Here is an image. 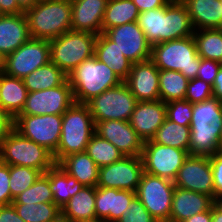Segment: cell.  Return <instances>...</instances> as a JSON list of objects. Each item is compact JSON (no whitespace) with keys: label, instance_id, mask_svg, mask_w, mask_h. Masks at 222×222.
Here are the masks:
<instances>
[{"label":"cell","instance_id":"cell-1","mask_svg":"<svg viewBox=\"0 0 222 222\" xmlns=\"http://www.w3.org/2000/svg\"><path fill=\"white\" fill-rule=\"evenodd\" d=\"M137 24L151 46L189 37L195 32L188 10L181 0H171L161 8L140 12Z\"/></svg>","mask_w":222,"mask_h":222},{"label":"cell","instance_id":"cell-2","mask_svg":"<svg viewBox=\"0 0 222 222\" xmlns=\"http://www.w3.org/2000/svg\"><path fill=\"white\" fill-rule=\"evenodd\" d=\"M221 128V101L212 97L203 102L193 103L189 155L211 157L219 151Z\"/></svg>","mask_w":222,"mask_h":222},{"label":"cell","instance_id":"cell-3","mask_svg":"<svg viewBox=\"0 0 222 222\" xmlns=\"http://www.w3.org/2000/svg\"><path fill=\"white\" fill-rule=\"evenodd\" d=\"M95 134V122L86 104L74 103L62 115L61 138L53 154L56 164L64 157L85 152Z\"/></svg>","mask_w":222,"mask_h":222},{"label":"cell","instance_id":"cell-4","mask_svg":"<svg viewBox=\"0 0 222 222\" xmlns=\"http://www.w3.org/2000/svg\"><path fill=\"white\" fill-rule=\"evenodd\" d=\"M68 81L75 103L79 104H86L95 96L122 82L114 71L100 62L95 55L85 59L69 73Z\"/></svg>","mask_w":222,"mask_h":222},{"label":"cell","instance_id":"cell-5","mask_svg":"<svg viewBox=\"0 0 222 222\" xmlns=\"http://www.w3.org/2000/svg\"><path fill=\"white\" fill-rule=\"evenodd\" d=\"M25 15L32 39L51 40L71 30L70 2L39 0Z\"/></svg>","mask_w":222,"mask_h":222},{"label":"cell","instance_id":"cell-6","mask_svg":"<svg viewBox=\"0 0 222 222\" xmlns=\"http://www.w3.org/2000/svg\"><path fill=\"white\" fill-rule=\"evenodd\" d=\"M150 60L159 70L179 71L188 80L197 77L200 67L193 35L151 46Z\"/></svg>","mask_w":222,"mask_h":222},{"label":"cell","instance_id":"cell-7","mask_svg":"<svg viewBox=\"0 0 222 222\" xmlns=\"http://www.w3.org/2000/svg\"><path fill=\"white\" fill-rule=\"evenodd\" d=\"M0 161L7 165L31 167L42 174L56 164L50 151L25 138L14 128L0 145Z\"/></svg>","mask_w":222,"mask_h":222},{"label":"cell","instance_id":"cell-8","mask_svg":"<svg viewBox=\"0 0 222 222\" xmlns=\"http://www.w3.org/2000/svg\"><path fill=\"white\" fill-rule=\"evenodd\" d=\"M97 36L70 30L49 40L50 61L68 76L81 62L94 55Z\"/></svg>","mask_w":222,"mask_h":222},{"label":"cell","instance_id":"cell-9","mask_svg":"<svg viewBox=\"0 0 222 222\" xmlns=\"http://www.w3.org/2000/svg\"><path fill=\"white\" fill-rule=\"evenodd\" d=\"M137 100L125 82L105 90L86 103L94 121H129Z\"/></svg>","mask_w":222,"mask_h":222},{"label":"cell","instance_id":"cell-10","mask_svg":"<svg viewBox=\"0 0 222 222\" xmlns=\"http://www.w3.org/2000/svg\"><path fill=\"white\" fill-rule=\"evenodd\" d=\"M174 188L173 181L143 172L136 197L158 222H169Z\"/></svg>","mask_w":222,"mask_h":222},{"label":"cell","instance_id":"cell-11","mask_svg":"<svg viewBox=\"0 0 222 222\" xmlns=\"http://www.w3.org/2000/svg\"><path fill=\"white\" fill-rule=\"evenodd\" d=\"M48 62H50L49 40L31 38L0 61V70L8 76L23 79Z\"/></svg>","mask_w":222,"mask_h":222},{"label":"cell","instance_id":"cell-12","mask_svg":"<svg viewBox=\"0 0 222 222\" xmlns=\"http://www.w3.org/2000/svg\"><path fill=\"white\" fill-rule=\"evenodd\" d=\"M62 115H18L13 128L54 154L61 138Z\"/></svg>","mask_w":222,"mask_h":222},{"label":"cell","instance_id":"cell-13","mask_svg":"<svg viewBox=\"0 0 222 222\" xmlns=\"http://www.w3.org/2000/svg\"><path fill=\"white\" fill-rule=\"evenodd\" d=\"M188 156L186 150L154 143L152 140L144 142L141 154L144 172L171 181H174Z\"/></svg>","mask_w":222,"mask_h":222},{"label":"cell","instance_id":"cell-14","mask_svg":"<svg viewBox=\"0 0 222 222\" xmlns=\"http://www.w3.org/2000/svg\"><path fill=\"white\" fill-rule=\"evenodd\" d=\"M75 103L68 79L55 88L28 92L19 115H63Z\"/></svg>","mask_w":222,"mask_h":222},{"label":"cell","instance_id":"cell-15","mask_svg":"<svg viewBox=\"0 0 222 222\" xmlns=\"http://www.w3.org/2000/svg\"><path fill=\"white\" fill-rule=\"evenodd\" d=\"M143 172L141 156H124L99 168L97 187L136 192Z\"/></svg>","mask_w":222,"mask_h":222},{"label":"cell","instance_id":"cell-16","mask_svg":"<svg viewBox=\"0 0 222 222\" xmlns=\"http://www.w3.org/2000/svg\"><path fill=\"white\" fill-rule=\"evenodd\" d=\"M173 183L176 187L209 195L214 199L210 158L189 155L178 170Z\"/></svg>","mask_w":222,"mask_h":222},{"label":"cell","instance_id":"cell-17","mask_svg":"<svg viewBox=\"0 0 222 222\" xmlns=\"http://www.w3.org/2000/svg\"><path fill=\"white\" fill-rule=\"evenodd\" d=\"M104 34L132 63L143 62L151 57V45L137 22L107 29Z\"/></svg>","mask_w":222,"mask_h":222},{"label":"cell","instance_id":"cell-18","mask_svg":"<svg viewBox=\"0 0 222 222\" xmlns=\"http://www.w3.org/2000/svg\"><path fill=\"white\" fill-rule=\"evenodd\" d=\"M95 133L111 142L124 156H141L143 139L132 128L129 121H94Z\"/></svg>","mask_w":222,"mask_h":222},{"label":"cell","instance_id":"cell-19","mask_svg":"<svg viewBox=\"0 0 222 222\" xmlns=\"http://www.w3.org/2000/svg\"><path fill=\"white\" fill-rule=\"evenodd\" d=\"M137 101H156L159 95V69L149 59L133 63L124 81Z\"/></svg>","mask_w":222,"mask_h":222},{"label":"cell","instance_id":"cell-20","mask_svg":"<svg viewBox=\"0 0 222 222\" xmlns=\"http://www.w3.org/2000/svg\"><path fill=\"white\" fill-rule=\"evenodd\" d=\"M166 118V103L160 99L156 101H137L129 123L145 142L155 136Z\"/></svg>","mask_w":222,"mask_h":222},{"label":"cell","instance_id":"cell-21","mask_svg":"<svg viewBox=\"0 0 222 222\" xmlns=\"http://www.w3.org/2000/svg\"><path fill=\"white\" fill-rule=\"evenodd\" d=\"M136 196V192L96 187V221L117 222Z\"/></svg>","mask_w":222,"mask_h":222},{"label":"cell","instance_id":"cell-22","mask_svg":"<svg viewBox=\"0 0 222 222\" xmlns=\"http://www.w3.org/2000/svg\"><path fill=\"white\" fill-rule=\"evenodd\" d=\"M109 0H75L71 3V30L102 33V20Z\"/></svg>","mask_w":222,"mask_h":222},{"label":"cell","instance_id":"cell-23","mask_svg":"<svg viewBox=\"0 0 222 222\" xmlns=\"http://www.w3.org/2000/svg\"><path fill=\"white\" fill-rule=\"evenodd\" d=\"M31 39L25 13L0 17V61Z\"/></svg>","mask_w":222,"mask_h":222},{"label":"cell","instance_id":"cell-24","mask_svg":"<svg viewBox=\"0 0 222 222\" xmlns=\"http://www.w3.org/2000/svg\"><path fill=\"white\" fill-rule=\"evenodd\" d=\"M213 205L211 196L175 186L169 222H182L209 210Z\"/></svg>","mask_w":222,"mask_h":222},{"label":"cell","instance_id":"cell-25","mask_svg":"<svg viewBox=\"0 0 222 222\" xmlns=\"http://www.w3.org/2000/svg\"><path fill=\"white\" fill-rule=\"evenodd\" d=\"M196 30L222 29L221 0H181Z\"/></svg>","mask_w":222,"mask_h":222},{"label":"cell","instance_id":"cell-26","mask_svg":"<svg viewBox=\"0 0 222 222\" xmlns=\"http://www.w3.org/2000/svg\"><path fill=\"white\" fill-rule=\"evenodd\" d=\"M96 187L83 186L61 208V218L67 222H94Z\"/></svg>","mask_w":222,"mask_h":222},{"label":"cell","instance_id":"cell-27","mask_svg":"<svg viewBox=\"0 0 222 222\" xmlns=\"http://www.w3.org/2000/svg\"><path fill=\"white\" fill-rule=\"evenodd\" d=\"M94 55L100 62L110 67L122 82L128 78L133 63L103 32L96 38Z\"/></svg>","mask_w":222,"mask_h":222},{"label":"cell","instance_id":"cell-28","mask_svg":"<svg viewBox=\"0 0 222 222\" xmlns=\"http://www.w3.org/2000/svg\"><path fill=\"white\" fill-rule=\"evenodd\" d=\"M27 94L23 79L8 76L0 70V106L13 119L21 113Z\"/></svg>","mask_w":222,"mask_h":222},{"label":"cell","instance_id":"cell-29","mask_svg":"<svg viewBox=\"0 0 222 222\" xmlns=\"http://www.w3.org/2000/svg\"><path fill=\"white\" fill-rule=\"evenodd\" d=\"M58 165L67 174L75 177L83 186L97 187L99 167L86 151L68 155Z\"/></svg>","mask_w":222,"mask_h":222},{"label":"cell","instance_id":"cell-30","mask_svg":"<svg viewBox=\"0 0 222 222\" xmlns=\"http://www.w3.org/2000/svg\"><path fill=\"white\" fill-rule=\"evenodd\" d=\"M45 174L49 178L54 203L60 209L83 187L75 177L67 174L58 164L47 170Z\"/></svg>","mask_w":222,"mask_h":222},{"label":"cell","instance_id":"cell-31","mask_svg":"<svg viewBox=\"0 0 222 222\" xmlns=\"http://www.w3.org/2000/svg\"><path fill=\"white\" fill-rule=\"evenodd\" d=\"M68 76L51 61L23 78L28 92L41 91L62 85Z\"/></svg>","mask_w":222,"mask_h":222},{"label":"cell","instance_id":"cell-32","mask_svg":"<svg viewBox=\"0 0 222 222\" xmlns=\"http://www.w3.org/2000/svg\"><path fill=\"white\" fill-rule=\"evenodd\" d=\"M139 13L132 0H109L102 20V32L112 27L137 22Z\"/></svg>","mask_w":222,"mask_h":222},{"label":"cell","instance_id":"cell-33","mask_svg":"<svg viewBox=\"0 0 222 222\" xmlns=\"http://www.w3.org/2000/svg\"><path fill=\"white\" fill-rule=\"evenodd\" d=\"M190 126H182L166 118L151 139L154 143L189 151Z\"/></svg>","mask_w":222,"mask_h":222},{"label":"cell","instance_id":"cell-34","mask_svg":"<svg viewBox=\"0 0 222 222\" xmlns=\"http://www.w3.org/2000/svg\"><path fill=\"white\" fill-rule=\"evenodd\" d=\"M189 80L179 71L159 70L160 100H185Z\"/></svg>","mask_w":222,"mask_h":222},{"label":"cell","instance_id":"cell-35","mask_svg":"<svg viewBox=\"0 0 222 222\" xmlns=\"http://www.w3.org/2000/svg\"><path fill=\"white\" fill-rule=\"evenodd\" d=\"M193 37L199 57L222 62V29L196 30Z\"/></svg>","mask_w":222,"mask_h":222},{"label":"cell","instance_id":"cell-36","mask_svg":"<svg viewBox=\"0 0 222 222\" xmlns=\"http://www.w3.org/2000/svg\"><path fill=\"white\" fill-rule=\"evenodd\" d=\"M12 205L25 222H57L61 219V209L54 202Z\"/></svg>","mask_w":222,"mask_h":222},{"label":"cell","instance_id":"cell-37","mask_svg":"<svg viewBox=\"0 0 222 222\" xmlns=\"http://www.w3.org/2000/svg\"><path fill=\"white\" fill-rule=\"evenodd\" d=\"M86 153L99 168L110 165L124 157L111 142L102 139L96 133L89 140Z\"/></svg>","mask_w":222,"mask_h":222},{"label":"cell","instance_id":"cell-38","mask_svg":"<svg viewBox=\"0 0 222 222\" xmlns=\"http://www.w3.org/2000/svg\"><path fill=\"white\" fill-rule=\"evenodd\" d=\"M48 202H54V198L50 189L49 178L43 173L32 186L23 193H20L11 204H38Z\"/></svg>","mask_w":222,"mask_h":222},{"label":"cell","instance_id":"cell-39","mask_svg":"<svg viewBox=\"0 0 222 222\" xmlns=\"http://www.w3.org/2000/svg\"><path fill=\"white\" fill-rule=\"evenodd\" d=\"M42 173L31 167L10 165L9 188L12 202L26 189L32 186Z\"/></svg>","mask_w":222,"mask_h":222},{"label":"cell","instance_id":"cell-40","mask_svg":"<svg viewBox=\"0 0 222 222\" xmlns=\"http://www.w3.org/2000/svg\"><path fill=\"white\" fill-rule=\"evenodd\" d=\"M193 103L187 100H173L166 103L167 119L182 126H190Z\"/></svg>","mask_w":222,"mask_h":222},{"label":"cell","instance_id":"cell-41","mask_svg":"<svg viewBox=\"0 0 222 222\" xmlns=\"http://www.w3.org/2000/svg\"><path fill=\"white\" fill-rule=\"evenodd\" d=\"M213 97V88L210 83H207L198 78L189 80L185 100L190 103H198L209 100Z\"/></svg>","mask_w":222,"mask_h":222},{"label":"cell","instance_id":"cell-42","mask_svg":"<svg viewBox=\"0 0 222 222\" xmlns=\"http://www.w3.org/2000/svg\"><path fill=\"white\" fill-rule=\"evenodd\" d=\"M117 222H158L135 196Z\"/></svg>","mask_w":222,"mask_h":222},{"label":"cell","instance_id":"cell-43","mask_svg":"<svg viewBox=\"0 0 222 222\" xmlns=\"http://www.w3.org/2000/svg\"><path fill=\"white\" fill-rule=\"evenodd\" d=\"M209 158L213 173L214 199H216L222 197V150Z\"/></svg>","mask_w":222,"mask_h":222},{"label":"cell","instance_id":"cell-44","mask_svg":"<svg viewBox=\"0 0 222 222\" xmlns=\"http://www.w3.org/2000/svg\"><path fill=\"white\" fill-rule=\"evenodd\" d=\"M9 180L10 165L0 161V206L10 205L12 203Z\"/></svg>","mask_w":222,"mask_h":222},{"label":"cell","instance_id":"cell-45","mask_svg":"<svg viewBox=\"0 0 222 222\" xmlns=\"http://www.w3.org/2000/svg\"><path fill=\"white\" fill-rule=\"evenodd\" d=\"M221 66L222 64L217 61L200 57V67L198 69L196 78L212 85Z\"/></svg>","mask_w":222,"mask_h":222},{"label":"cell","instance_id":"cell-46","mask_svg":"<svg viewBox=\"0 0 222 222\" xmlns=\"http://www.w3.org/2000/svg\"><path fill=\"white\" fill-rule=\"evenodd\" d=\"M14 119L0 106V145L13 129Z\"/></svg>","mask_w":222,"mask_h":222},{"label":"cell","instance_id":"cell-47","mask_svg":"<svg viewBox=\"0 0 222 222\" xmlns=\"http://www.w3.org/2000/svg\"><path fill=\"white\" fill-rule=\"evenodd\" d=\"M0 222H25L12 204L0 206Z\"/></svg>","mask_w":222,"mask_h":222},{"label":"cell","instance_id":"cell-48","mask_svg":"<svg viewBox=\"0 0 222 222\" xmlns=\"http://www.w3.org/2000/svg\"><path fill=\"white\" fill-rule=\"evenodd\" d=\"M137 6L139 12L151 9L161 8L167 5L171 0H132Z\"/></svg>","mask_w":222,"mask_h":222},{"label":"cell","instance_id":"cell-49","mask_svg":"<svg viewBox=\"0 0 222 222\" xmlns=\"http://www.w3.org/2000/svg\"><path fill=\"white\" fill-rule=\"evenodd\" d=\"M0 12L3 15L24 13L18 7L16 0H0Z\"/></svg>","mask_w":222,"mask_h":222},{"label":"cell","instance_id":"cell-50","mask_svg":"<svg viewBox=\"0 0 222 222\" xmlns=\"http://www.w3.org/2000/svg\"><path fill=\"white\" fill-rule=\"evenodd\" d=\"M213 88V98L222 102V66L217 72L214 83L212 84Z\"/></svg>","mask_w":222,"mask_h":222},{"label":"cell","instance_id":"cell-51","mask_svg":"<svg viewBox=\"0 0 222 222\" xmlns=\"http://www.w3.org/2000/svg\"><path fill=\"white\" fill-rule=\"evenodd\" d=\"M182 222H212V207L209 210L200 214H195Z\"/></svg>","mask_w":222,"mask_h":222},{"label":"cell","instance_id":"cell-52","mask_svg":"<svg viewBox=\"0 0 222 222\" xmlns=\"http://www.w3.org/2000/svg\"><path fill=\"white\" fill-rule=\"evenodd\" d=\"M18 7L25 13L31 9L39 0H16Z\"/></svg>","mask_w":222,"mask_h":222},{"label":"cell","instance_id":"cell-53","mask_svg":"<svg viewBox=\"0 0 222 222\" xmlns=\"http://www.w3.org/2000/svg\"><path fill=\"white\" fill-rule=\"evenodd\" d=\"M212 222H222V212L214 205L212 206Z\"/></svg>","mask_w":222,"mask_h":222},{"label":"cell","instance_id":"cell-54","mask_svg":"<svg viewBox=\"0 0 222 222\" xmlns=\"http://www.w3.org/2000/svg\"><path fill=\"white\" fill-rule=\"evenodd\" d=\"M214 206H215L220 212H222V197H218V198L214 199Z\"/></svg>","mask_w":222,"mask_h":222},{"label":"cell","instance_id":"cell-55","mask_svg":"<svg viewBox=\"0 0 222 222\" xmlns=\"http://www.w3.org/2000/svg\"><path fill=\"white\" fill-rule=\"evenodd\" d=\"M219 147H220V150H222V128H221V133L219 137Z\"/></svg>","mask_w":222,"mask_h":222},{"label":"cell","instance_id":"cell-56","mask_svg":"<svg viewBox=\"0 0 222 222\" xmlns=\"http://www.w3.org/2000/svg\"><path fill=\"white\" fill-rule=\"evenodd\" d=\"M57 222H67V221H65L63 218H61V219L58 220Z\"/></svg>","mask_w":222,"mask_h":222},{"label":"cell","instance_id":"cell-57","mask_svg":"<svg viewBox=\"0 0 222 222\" xmlns=\"http://www.w3.org/2000/svg\"><path fill=\"white\" fill-rule=\"evenodd\" d=\"M62 1H66V2L72 3V2L75 1V0H62Z\"/></svg>","mask_w":222,"mask_h":222}]
</instances>
